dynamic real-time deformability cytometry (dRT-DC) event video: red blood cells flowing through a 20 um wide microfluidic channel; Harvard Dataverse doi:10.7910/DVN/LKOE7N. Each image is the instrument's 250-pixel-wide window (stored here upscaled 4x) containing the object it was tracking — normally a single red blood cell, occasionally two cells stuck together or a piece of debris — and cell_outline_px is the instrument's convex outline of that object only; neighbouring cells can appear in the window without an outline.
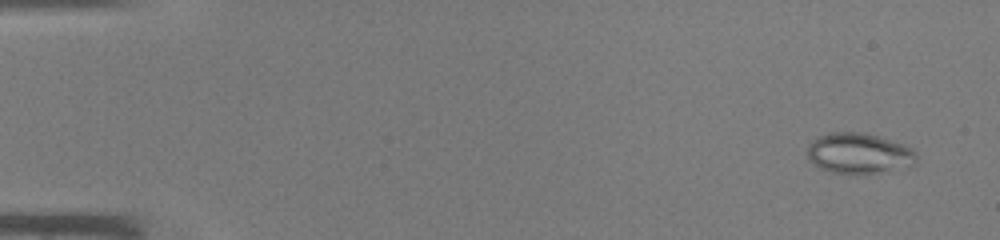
{"species": "common noctule bat (a hibernating species)", "species_latin": "Nyctalus noctula", "temperature_condition": "warm", "stored_images_in_passage": 45, "camera_frame_rate_fps": 3000, "um_per_image_px": 0.085, "animal": {"sex": "male", "body_mass_g": 19.0, "forearm_length_mm": 50.8}, "frame": {"image": 1, "passage_image": 3, "time_ms": 0.667, "image_size_px": [1000, 240], "cell_outline_px": [[916, 164], [864, 176], [856, 176], [832, 172], [820, 168], [812, 164], [808, 160], [808, 144], [816, 136], [828, 132], [864, 132], [904, 144], [912, 148], [916, 152]], "centroid_in_image_um": [72.98, 13.05], "position_along_channel_um": 12.0, "area_um2": 26.53}}
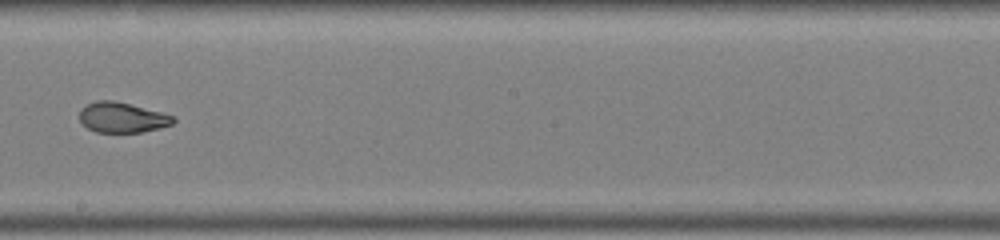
{"frame": {"image": 2, "passage_image": 27, "time_ms": 8.667, "image_size_px": [1000, 240], "cell_outline_px": [[176, 120], [172, 124], [160, 128], [140, 132], [96, 132], [88, 128], [80, 120], [80, 108], [96, 100], [112, 100], [176, 116]], "centroid_in_image_um": [10.39, 9.99], "position_along_channel_um": 237.8, "area_um2": 16.36}}
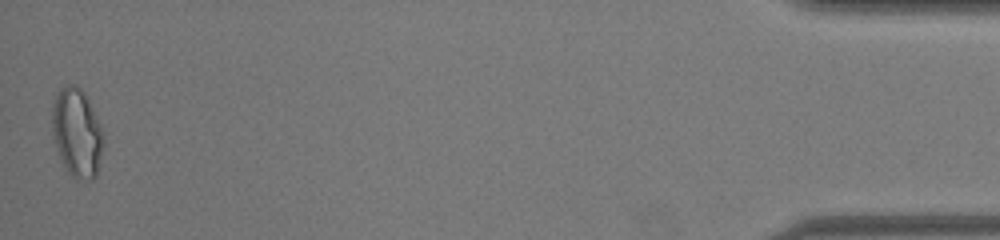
{"frame": {"image": 3, "passage_image": 45, "time_ms": 14.667, "image_size_px": [1000, 240], "cell_outline_px": [[104, 148], [96, 176], [92, 180], [76, 180], [68, 172], [60, 156], [52, 132], [52, 104], [56, 92], [64, 84], [76, 84], [84, 92], [104, 132]], "centroid_in_image_um": [6.55, 11.27], "position_along_channel_um": 428.6, "area_um2": 26.82}}